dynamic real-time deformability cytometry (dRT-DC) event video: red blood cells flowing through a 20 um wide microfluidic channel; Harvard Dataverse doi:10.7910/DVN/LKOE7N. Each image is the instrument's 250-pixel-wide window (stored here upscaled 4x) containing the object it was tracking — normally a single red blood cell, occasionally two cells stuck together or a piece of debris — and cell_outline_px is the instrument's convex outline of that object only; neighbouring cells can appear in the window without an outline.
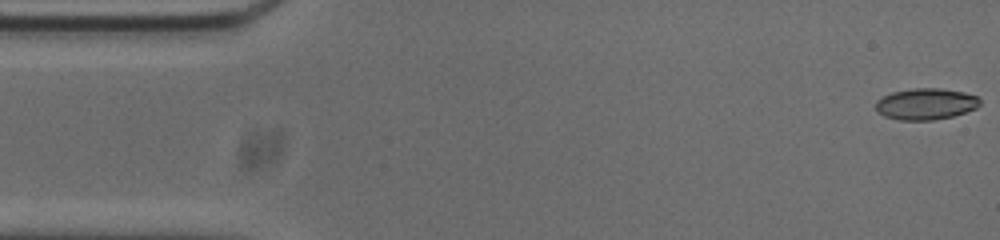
{"species": "common noctule bat (a hibernating species)", "species_latin": "Nyctalus noctula", "temperature_condition": "cold", "stored_images_in_passage": 53, "camera_frame_rate_fps": 3000, "um_per_image_px": 0.085, "animal": {"sex": "male", "body_mass_g": 20.0, "forearm_length_mm": 53.3}, "frame": {"image": 1, "passage_image": 1, "time_ms": 0.0, "image_size_px": [1000, 240], "cell_outline_px": [[980, 104], [976, 108], [952, 116], [932, 120], [900, 120], [884, 116], [876, 112], [876, 100], [892, 92], [912, 88], [940, 88], [964, 92], [976, 96], [980, 100]], "centroid_in_image_um": [78.66, 8.83], "position_along_channel_um": 6.3, "area_um2": 19.02}}
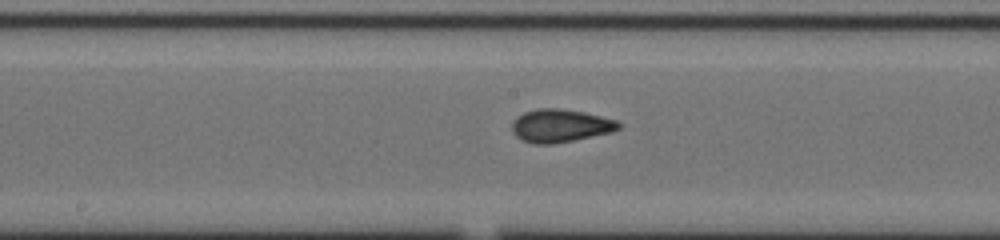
{"frame": {"image": 2, "passage_image": 26, "time_ms": 8.333, "image_size_px": [1000, 240], "cell_outline_px": [[620, 128], [612, 132], [552, 144], [532, 144], [516, 136], [512, 128], [512, 120], [516, 116], [524, 112], [540, 108], [560, 108], [584, 112], [616, 120], [620, 124]], "centroid_in_image_um": [47.6, 10.68], "position_along_channel_um": 200.6, "area_um2": 20.4}}
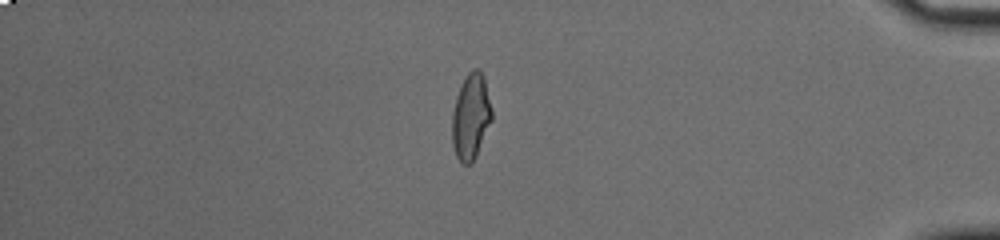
{"frame": {"image": 3, "passage_image": 45, "time_ms": 14.667, "image_size_px": [1000, 240], "cell_outline_px": [[492, 120], [476, 156], [472, 164], [464, 164], [456, 156], [452, 144], [452, 112], [456, 96], [460, 84], [468, 72], [472, 68], [480, 68], [484, 76], [492, 108]], "centroid_in_image_um": [40.02, 9.87], "position_along_channel_um": 395.2, "area_um2": 20.17}, "authors_computed_cell_mechanics": {"area_um2": 19.7676, "velocity_mm_per_s": 3.7522, "shape_relaxation_time_tau1_ms": 5.7196, "shape_relaxation_time_tau2_ms": 1.7078, "deformation_change_tau1": 0.1661, "deformation_change_tau2": 0.0566}}